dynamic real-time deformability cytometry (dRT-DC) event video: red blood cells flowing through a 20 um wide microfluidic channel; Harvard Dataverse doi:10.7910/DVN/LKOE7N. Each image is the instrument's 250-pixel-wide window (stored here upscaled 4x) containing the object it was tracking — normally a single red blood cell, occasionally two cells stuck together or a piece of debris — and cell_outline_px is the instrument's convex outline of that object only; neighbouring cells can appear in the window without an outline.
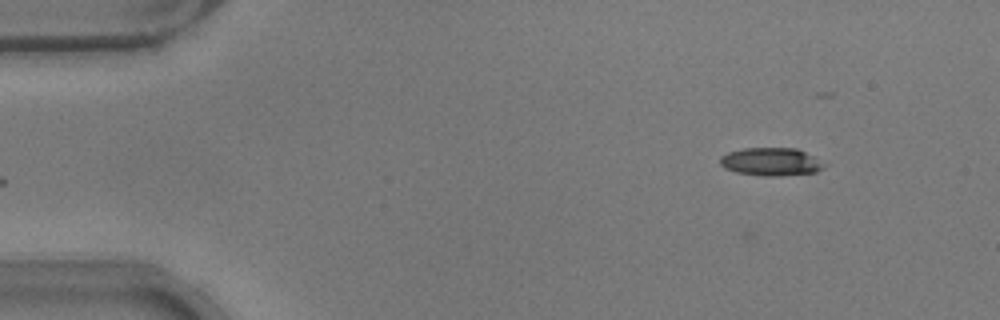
{"species": "common noctule bat (a hibernating species)", "species_latin": "Nyctalus noctula", "temperature_condition": "warm", "stored_images_in_passage": 19, "camera_frame_rate_fps": 3000, "um_per_image_px": 0.085, "animal": {"sex": "male", "body_mass_g": 17.9}, "frame": {"image": 1, "passage_image": 1, "time_ms": 0.0, "image_size_px": [1000, 320], "cell_outline_px": [[828, 164], [824, 168], [816, 172], [780, 176], [764, 176], [736, 172], [724, 168], [720, 164], [720, 156], [728, 152], [744, 148], [796, 148]], "centroid_in_image_um": [65.54, 13.75], "position_along_channel_um": 19.5, "area_um2": 17.05}}
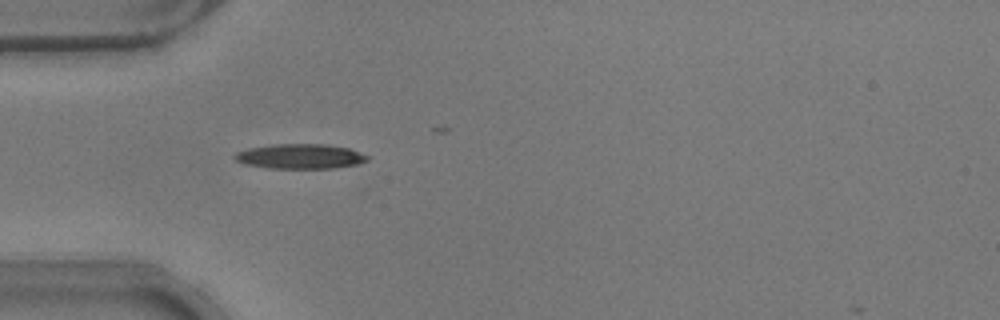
{"frame": {"image": 2, "passage_image": 11, "time_ms": 3.333, "image_size_px": [1000, 320], "cell_outline_px": [[368, 160], [360, 164], [336, 168], [268, 168], [244, 164], [236, 160], [232, 156], [236, 152], [248, 148], [272, 144], [324, 144], [348, 148], [368, 156]], "centroid_in_image_um": [25.49, 13.29], "position_along_channel_um": 59.5, "area_um2": 19.25}}
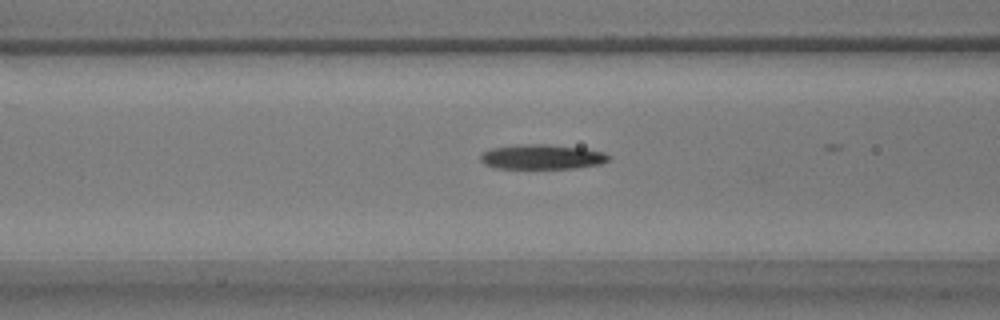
{"frame": {"image": 3, "passage_image": 16, "time_ms": 5.0, "image_size_px": [1000, 320], "cell_outline_px": [[612, 156], [608, 160], [600, 164], [576, 168], [496, 168], [484, 164], [480, 160], [480, 156], [484, 152], [492, 148], [516, 144], [548, 144], [584, 148], [604, 152]], "centroid_in_image_um": [46.09, 13.32], "position_along_channel_um": 120.5, "area_um2": 18.61}}